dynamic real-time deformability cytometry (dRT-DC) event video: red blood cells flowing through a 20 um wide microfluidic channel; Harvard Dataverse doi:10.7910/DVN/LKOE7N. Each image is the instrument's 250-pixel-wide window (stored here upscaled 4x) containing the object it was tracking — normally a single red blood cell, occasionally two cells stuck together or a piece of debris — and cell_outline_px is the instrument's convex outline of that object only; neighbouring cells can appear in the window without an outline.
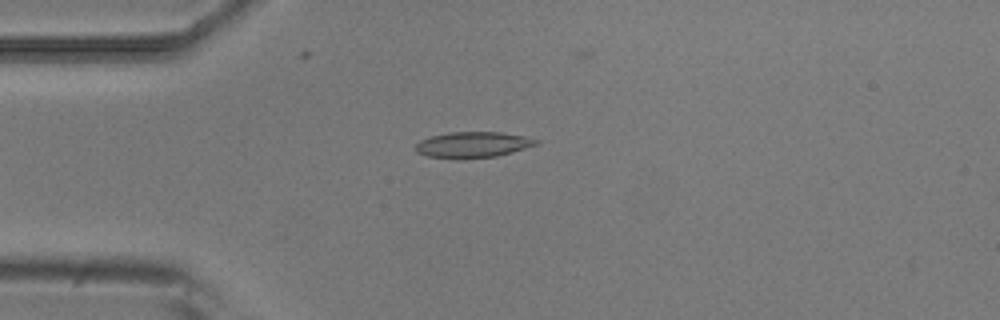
{"species": "common noctule bat (a hibernating species)", "species_latin": "Nyctalus noctula", "temperature_condition": "room temperature", "stored_images_in_passage": 8, "camera_frame_rate_fps": 3000, "um_per_image_px": 0.085, "animal": {"sex": "male", "body_mass_g": 20.5, "forearm_length_mm": 52.5}, "frame": {"image": 1, "passage_image": 2, "time_ms": 0.333, "image_size_px": [1000, 320], "cell_outline_px": [[540, 144], [512, 152], [496, 156], [460, 160], [456, 160], [428, 156], [416, 152], [416, 144], [420, 140], [428, 136], [448, 132], [500, 132], [524, 136], [540, 140]], "centroid_in_image_um": [40.18, 12.31], "position_along_channel_um": 44.8, "area_um2": 18.55}}
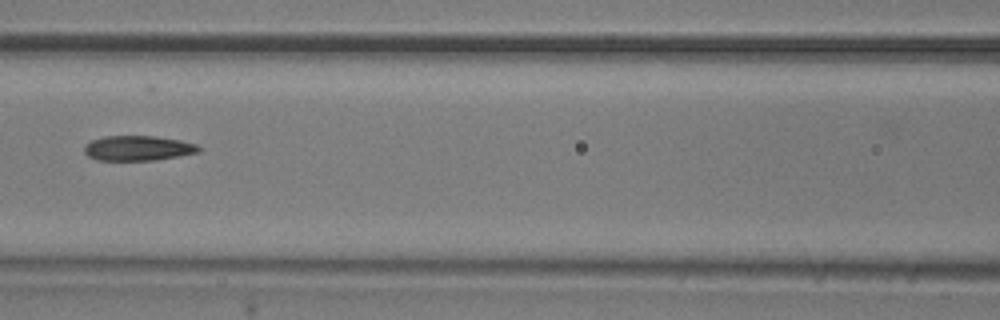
{"frame": {"image": 2, "passage_image": 5, "time_ms": 1.333, "image_size_px": [1000, 320], "cell_outline_px": [[204, 148], [200, 152], [156, 160], [96, 160], [88, 156], [84, 152], [84, 144], [92, 140], [104, 136], [156, 136], [180, 140], [196, 144]], "centroid_in_image_um": [11.74, 12.59], "position_along_channel_um": 154.9, "area_um2": 16.82}}
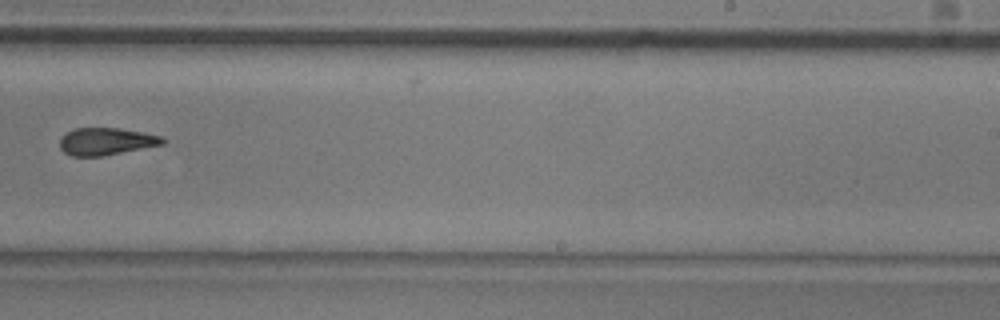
{"frame": {"image": 3, "passage_image": 8, "time_ms": 2.333, "image_size_px": [1000, 320], "cell_outline_px": [[168, 140], [164, 144], [100, 156], [72, 156], [64, 152], [60, 148], [60, 136], [76, 128], [120, 128], [144, 132], [164, 136]], "centroid_in_image_um": [9.06, 12.01], "position_along_channel_um": 279.9, "area_um2": 16.42}}